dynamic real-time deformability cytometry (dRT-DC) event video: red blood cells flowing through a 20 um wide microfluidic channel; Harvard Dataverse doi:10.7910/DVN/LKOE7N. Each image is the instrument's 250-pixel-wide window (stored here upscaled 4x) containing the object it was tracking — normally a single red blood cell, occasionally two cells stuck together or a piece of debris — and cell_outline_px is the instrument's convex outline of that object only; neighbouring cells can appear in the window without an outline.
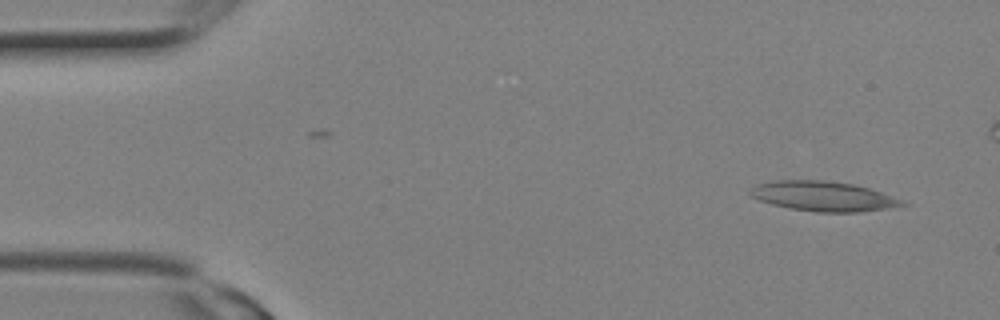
{"species": "Egyptian fruit bat (a non-hibernating species)", "species_latin": "Rousettus aegyptiacus", "temperature_condition": "room temperature", "stored_images_in_passage": 8, "camera_frame_rate_fps": 3000, "um_per_image_px": 0.085, "animal": {"sex": "female"}, "frame": {"image": 1, "passage_image": 1, "time_ms": 0.0, "image_size_px": [1000, 320], "cell_outline_px": [[908, 204], [860, 212], [816, 212], [788, 208], [772, 204], [760, 200], [752, 196], [748, 192], [756, 184], [776, 180], [824, 180], [852, 184], [868, 188], [880, 192], [900, 200]], "centroid_in_image_um": [69.9, 16.68], "position_along_channel_um": 15.1, "area_um2": 26.01}}
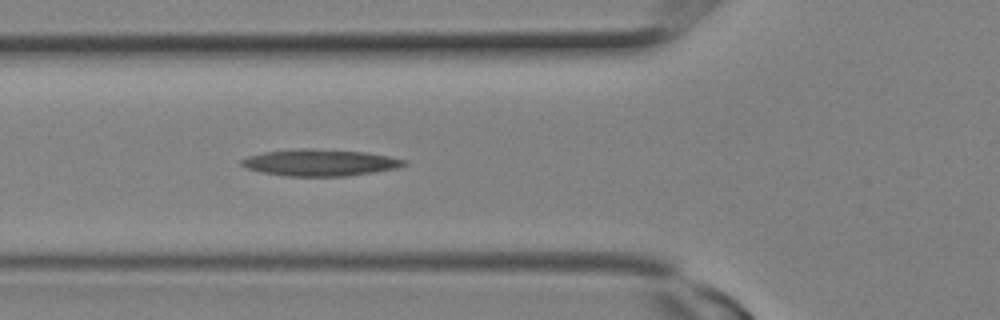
{"frame": {"image": 2, "passage_image": 8, "time_ms": 2.333, "image_size_px": [1000, 320], "cell_outline_px": [[408, 164], [396, 168], [348, 176], [288, 176], [264, 172], [248, 168], [240, 164], [240, 160], [248, 156], [264, 152], [296, 148], [312, 148], [364, 152], [388, 156], [408, 160]], "centroid_in_image_um": [27.21, 13.81], "position_along_channel_um": 98.6, "area_um2": 25.14}}